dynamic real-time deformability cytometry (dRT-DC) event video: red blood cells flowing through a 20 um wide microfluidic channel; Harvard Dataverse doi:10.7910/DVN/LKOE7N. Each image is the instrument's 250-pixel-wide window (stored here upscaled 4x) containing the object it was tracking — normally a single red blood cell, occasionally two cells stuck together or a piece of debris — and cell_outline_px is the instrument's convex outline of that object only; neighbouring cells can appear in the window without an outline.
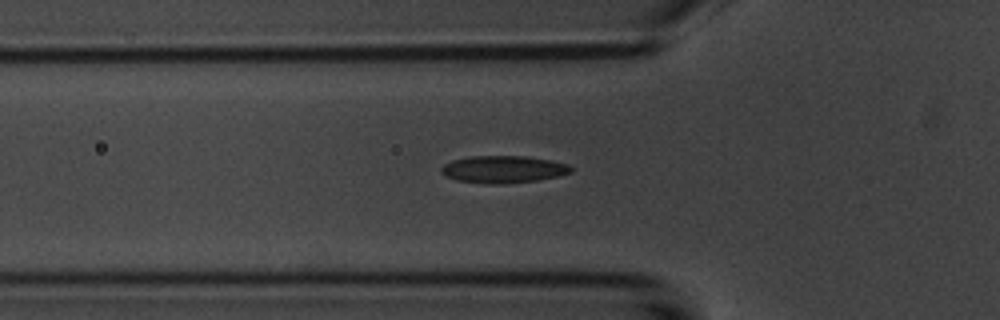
{"species": "common noctule bat (a hibernating species)", "species_latin": "Nyctalus noctula", "temperature_condition": "room temperature", "stored_images_in_passage": 51, "camera_frame_rate_fps": 3000, "um_per_image_px": 0.085, "animal": {"sex": "male", "body_mass_g": 20.1, "forearm_length_mm": 53.5}, "frame": {"image": 1, "passage_image": 17, "time_ms": 5.333, "image_size_px": [1000, 320], "cell_outline_px": [[572, 172], [560, 176], [536, 180], [500, 184], [484, 184], [456, 180], [440, 172], [440, 168], [444, 164], [452, 160], [472, 156], [524, 156], [548, 160], [568, 164], [572, 168]], "centroid_in_image_um": [42.76, 14.39], "position_along_channel_um": 83.0, "area_um2": 20.52}}
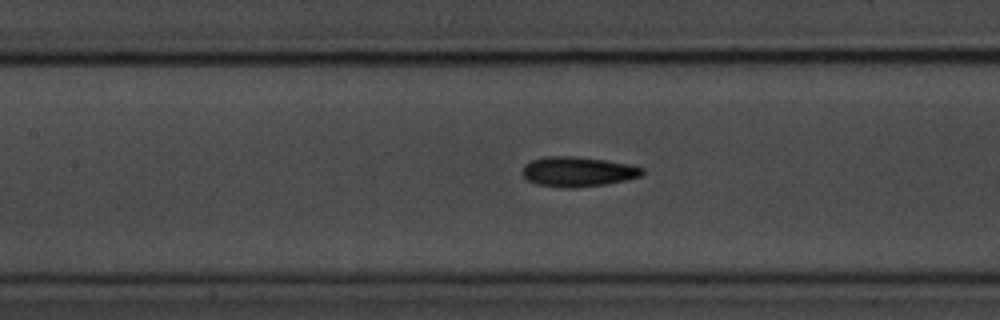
{"frame": {"image": 2, "passage_image": 23, "time_ms": 7.333, "image_size_px": [1000, 320], "cell_outline_px": [[644, 172], [640, 176], [624, 180], [604, 184], [572, 188], [564, 188], [536, 184], [528, 180], [524, 176], [524, 164], [532, 160], [548, 156], [572, 156], [604, 160], [632, 164], [644, 168]], "centroid_in_image_um": [49.13, 14.59], "position_along_channel_um": 158.3, "area_um2": 20.69}}
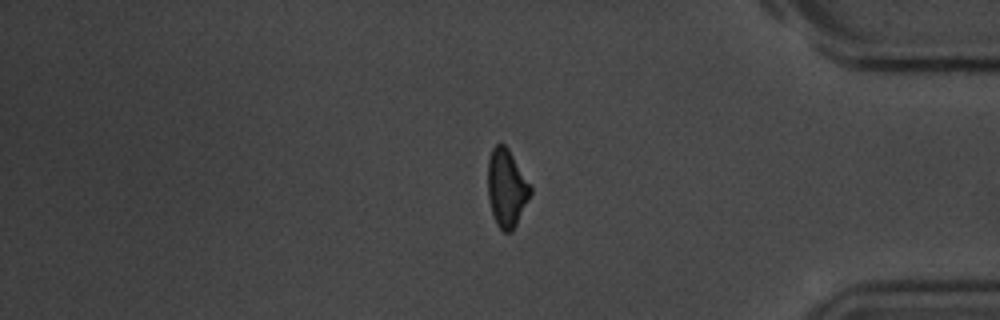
{"frame": {"image": 3, "passage_image": 44, "time_ms": 14.333, "image_size_px": [1000, 320], "cell_outline_px": [[532, 192], [512, 232], [504, 232], [496, 224], [488, 200], [488, 160], [492, 148], [496, 144], [504, 144], [508, 148], [532, 184]], "centroid_in_image_um": [43.07, 15.96], "position_along_channel_um": 392.1, "area_um2": 19.48}, "authors_computed_cell_mechanics": {"area_um2": 19.941, "velocity_mm_per_s": 3.7148, "shape_relaxation_time_tau1_ms": 3.4975, "shape_relaxation_time_tau2_ms": 5.5904, "deformation_change_tau1": 0.1114, "deformation_change_tau2": 0.1263}}